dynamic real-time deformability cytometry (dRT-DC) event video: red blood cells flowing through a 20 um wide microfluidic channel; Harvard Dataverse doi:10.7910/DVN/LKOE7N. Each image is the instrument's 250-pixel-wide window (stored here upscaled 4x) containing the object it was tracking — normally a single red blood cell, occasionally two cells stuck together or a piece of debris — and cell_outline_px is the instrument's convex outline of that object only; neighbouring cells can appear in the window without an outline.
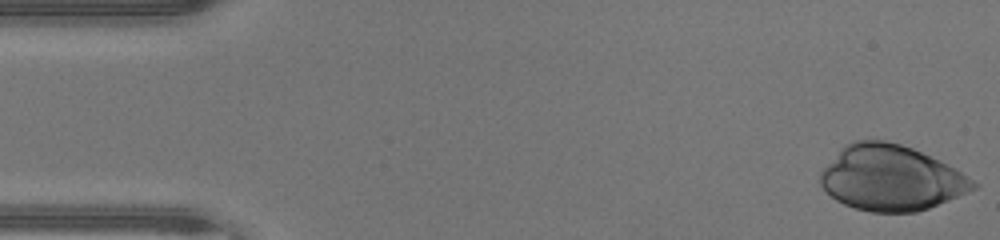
{"species": "human", "species_latin": "Homo sapiens", "temperature_condition": "warm", "stored_images_in_passage": 46, "camera_frame_rate_fps": 3000, "um_per_image_px": 0.085, "donor": {"sex": "male"}, "frame": {"image": 1, "passage_image": 1, "time_ms": 0.0, "image_size_px": [1000, 240], "cell_outline_px": [[980, 184], [976, 188], [928, 208], [916, 212], [872, 212], [856, 208], [844, 204], [836, 200], [820, 184], [820, 172], [840, 148], [844, 144], [852, 140], [884, 140], [900, 144], [912, 148], [956, 168]], "centroid_in_image_um": [75.72, 15.12], "position_along_channel_um": 9.3, "area_um2": 57.92}}
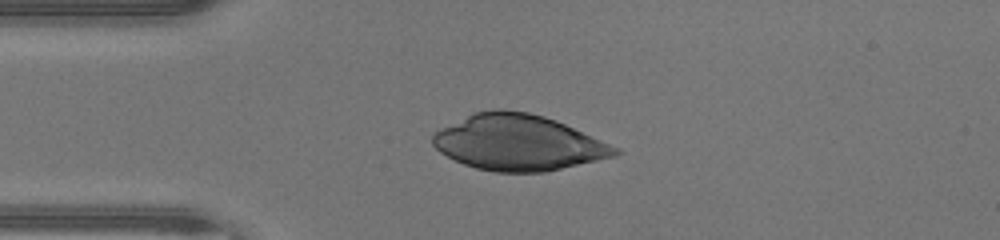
{"frame": {"image": 2, "passage_image": 11, "time_ms": 3.333, "image_size_px": [1000, 240], "cell_outline_px": [[620, 152], [616, 156], [544, 172], [496, 172], [476, 168], [464, 164], [440, 152], [432, 144], [432, 136], [436, 132], [472, 112], [492, 108], [504, 108], [528, 112], [544, 116], [556, 120], [620, 148]], "centroid_in_image_um": [44.06, 12.11], "position_along_channel_um": 40.9, "area_um2": 59.01}}